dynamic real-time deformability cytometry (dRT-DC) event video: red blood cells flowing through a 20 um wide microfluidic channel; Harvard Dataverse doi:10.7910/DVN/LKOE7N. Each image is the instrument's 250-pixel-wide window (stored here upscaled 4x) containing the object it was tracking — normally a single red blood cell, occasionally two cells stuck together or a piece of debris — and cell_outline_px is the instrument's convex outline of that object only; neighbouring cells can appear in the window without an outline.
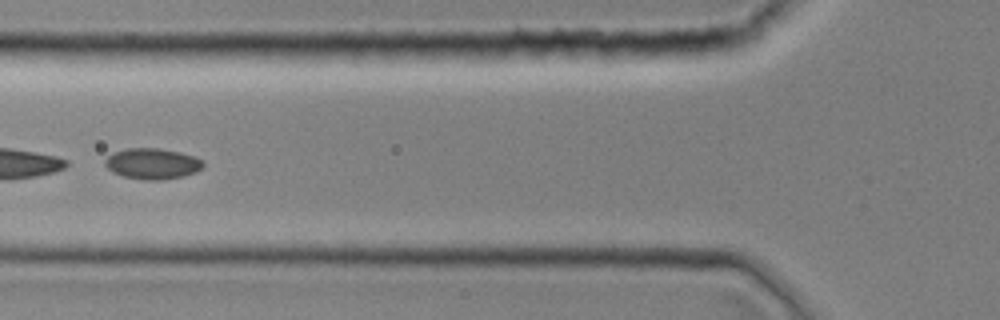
{"species": "common noctule bat (a hibernating species)", "species_latin": "Nyctalus noctula", "temperature_condition": "room temperature", "stored_images_in_passage": 42, "camera_frame_rate_fps": 3000, "um_per_image_px": 0.085, "animal": {"sex": "female", "body_mass_g": 19.0, "forearm_length_mm": 51.5}, "frame": {"image": 1, "passage_image": 17, "time_ms": 5.333, "image_size_px": [1000, 320], "cell_outline_px": [[204, 164], [196, 172], [184, 176], [160, 180], [148, 180], [124, 176], [112, 172], [104, 164], [104, 160], [112, 152], [128, 148], [160, 148], [180, 152], [192, 156], [200, 160]], "centroid_in_image_um": [12.91, 13.9], "position_along_channel_um": 112.9, "area_um2": 17.51}}
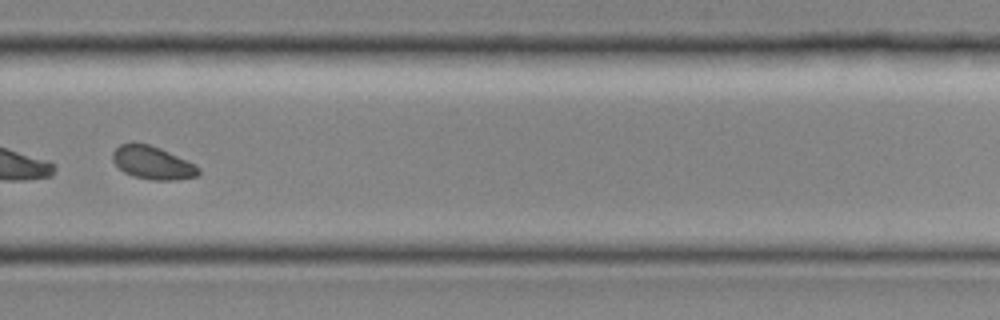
{"frame": {"image": 2, "passage_image": 31, "time_ms": 10.0, "image_size_px": [1000, 320], "cell_outline_px": [[200, 172], [196, 176], [172, 180], [152, 180], [132, 176], [124, 172], [112, 160], [112, 152], [120, 144], [132, 140], [148, 144], [160, 148], [196, 164], [200, 168]], "centroid_in_image_um": [12.94, 13.8], "position_along_channel_um": 316.9, "area_um2": 16.76}}